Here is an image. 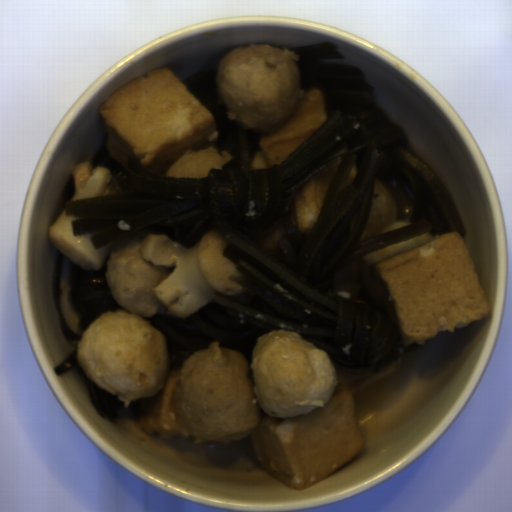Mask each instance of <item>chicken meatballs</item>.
Returning <instances> with one entry per match:
<instances>
[{"label": "chicken meatballs", "mask_w": 512, "mask_h": 512, "mask_svg": "<svg viewBox=\"0 0 512 512\" xmlns=\"http://www.w3.org/2000/svg\"><path fill=\"white\" fill-rule=\"evenodd\" d=\"M398 210L397 204L384 185V183L376 177L374 198L368 215L367 222L357 241H365L394 222L397 221Z\"/></svg>", "instance_id": "chicken-meatballs-5"}, {"label": "chicken meatballs", "mask_w": 512, "mask_h": 512, "mask_svg": "<svg viewBox=\"0 0 512 512\" xmlns=\"http://www.w3.org/2000/svg\"><path fill=\"white\" fill-rule=\"evenodd\" d=\"M244 353L219 340L183 360L175 408L196 446L230 444L258 427L263 411Z\"/></svg>", "instance_id": "chicken-meatballs-1"}, {"label": "chicken meatballs", "mask_w": 512, "mask_h": 512, "mask_svg": "<svg viewBox=\"0 0 512 512\" xmlns=\"http://www.w3.org/2000/svg\"><path fill=\"white\" fill-rule=\"evenodd\" d=\"M299 54L266 44L235 46L218 66L216 93L232 122L268 135L293 116L302 94Z\"/></svg>", "instance_id": "chicken-meatballs-2"}, {"label": "chicken meatballs", "mask_w": 512, "mask_h": 512, "mask_svg": "<svg viewBox=\"0 0 512 512\" xmlns=\"http://www.w3.org/2000/svg\"><path fill=\"white\" fill-rule=\"evenodd\" d=\"M340 164L302 186L293 197L298 232L311 234Z\"/></svg>", "instance_id": "chicken-meatballs-3"}, {"label": "chicken meatballs", "mask_w": 512, "mask_h": 512, "mask_svg": "<svg viewBox=\"0 0 512 512\" xmlns=\"http://www.w3.org/2000/svg\"><path fill=\"white\" fill-rule=\"evenodd\" d=\"M218 153V148L210 146L205 149H187L179 156L167 170L165 176L175 178H206L211 168L221 169L225 163L232 159V155L225 149Z\"/></svg>", "instance_id": "chicken-meatballs-4"}]
</instances>
